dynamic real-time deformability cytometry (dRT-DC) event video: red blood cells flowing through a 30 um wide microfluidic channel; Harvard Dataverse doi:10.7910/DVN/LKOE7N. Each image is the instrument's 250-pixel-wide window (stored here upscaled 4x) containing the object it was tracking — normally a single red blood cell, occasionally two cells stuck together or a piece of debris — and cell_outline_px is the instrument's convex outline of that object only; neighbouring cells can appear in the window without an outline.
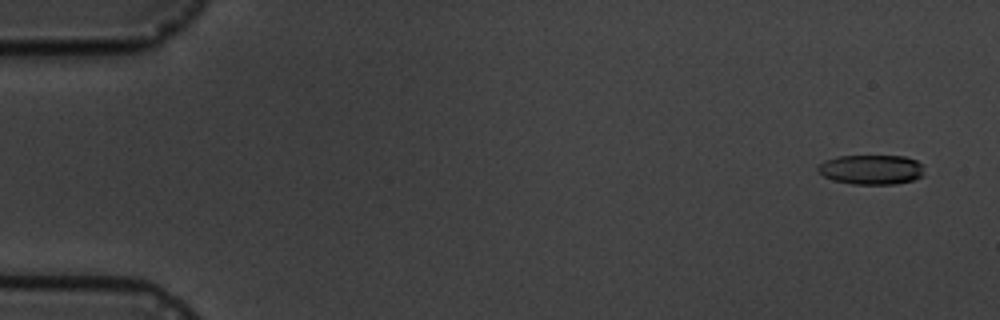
{"species": "common noctule bat (a hibernating species)", "species_latin": "Nyctalus noctula", "temperature_condition": "cold", "stored_images_in_passage": 15, "camera_frame_rate_fps": 3000, "um_per_image_px": 0.085, "animal": {"sex": "male", "body_mass_g": 19.5, "forearm_length_mm": 54.6}, "frame": {"image": 1, "passage_image": 1, "time_ms": 0.0, "image_size_px": [1000, 320], "cell_outline_px": [[924, 176], [912, 180], [896, 184], [852, 184], [832, 180], [824, 176], [816, 168], [824, 160], [836, 156], [904, 156], [916, 160], [924, 164]], "centroid_in_image_um": [74.09, 14.41], "position_along_channel_um": 10.9, "area_um2": 18.61}}
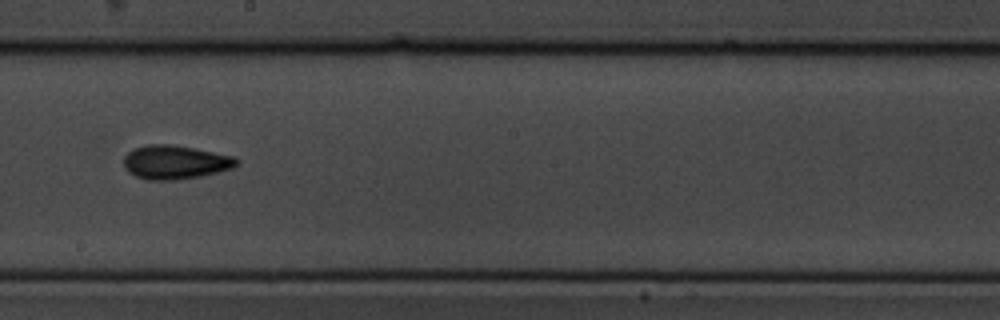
{"frame": {"image": 2, "passage_image": 9, "time_ms": 10.0, "image_size_px": [1000, 320], "cell_outline_px": [[240, 160], [232, 168], [200, 176], [176, 180], [148, 180], [136, 176], [128, 172], [124, 168], [124, 156], [128, 152], [136, 148], [148, 144], [168, 144], [192, 148], [232, 156]], "centroid_in_image_um": [14.85, 13.79], "position_along_channel_um": 233.4, "area_um2": 21.96}}
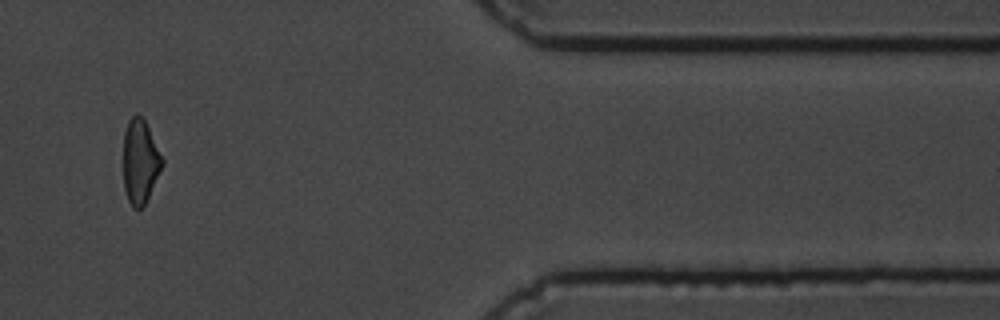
{"frame": {"image": 3, "passage_image": 14, "time_ms": 15.667, "image_size_px": [1000, 320], "cell_outline_px": [[164, 164], [144, 204], [140, 208], [132, 208], [128, 200], [124, 188], [124, 132], [128, 120], [136, 112], [144, 120], [164, 160]], "centroid_in_image_um": [11.9, 13.72], "position_along_channel_um": 399.5, "area_um2": 18.79}}